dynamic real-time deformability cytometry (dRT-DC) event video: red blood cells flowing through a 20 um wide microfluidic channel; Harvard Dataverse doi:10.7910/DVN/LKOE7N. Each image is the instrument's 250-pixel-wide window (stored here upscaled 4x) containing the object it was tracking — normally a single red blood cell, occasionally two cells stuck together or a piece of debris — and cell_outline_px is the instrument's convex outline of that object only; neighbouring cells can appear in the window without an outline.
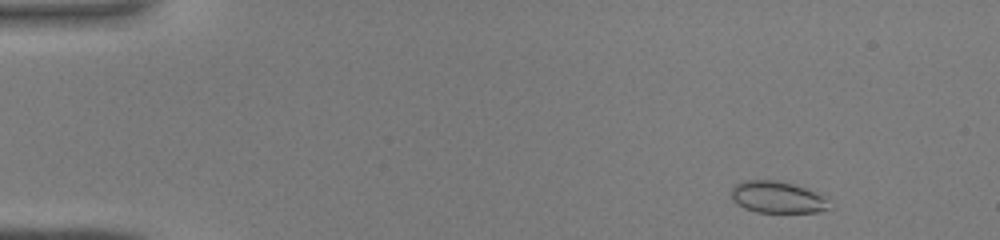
{"species": "common noctule bat (a hibernating species)", "species_latin": "Nyctalus noctula", "temperature_condition": "warm", "stored_images_in_passage": 41, "camera_frame_rate_fps": 3000, "um_per_image_px": 0.085, "animal": {"sex": "male", "body_mass_g": 19.0, "forearm_length_mm": 50.8}, "frame": {"image": 1, "passage_image": 2, "time_ms": 0.333, "image_size_px": [1000, 240], "cell_outline_px": [[832, 208], [820, 212], [756, 212], [744, 208], [732, 200], [732, 184], [744, 180], [776, 180], [792, 184], [804, 188], [820, 196]], "centroid_in_image_um": [65.99, 16.76], "position_along_channel_um": 19.0, "area_um2": 17.86}}
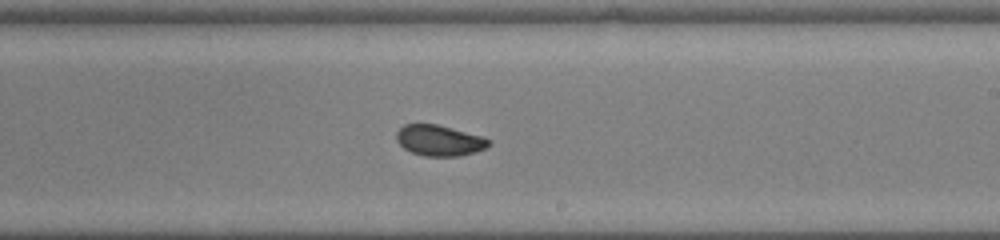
{"frame": {"image": 2, "passage_image": 24, "time_ms": 7.667, "image_size_px": [1000, 240], "cell_outline_px": [[492, 144], [488, 148], [476, 152], [460, 156], [424, 156], [412, 152], [404, 148], [396, 140], [396, 132], [404, 124], [436, 124], [480, 136], [492, 140]], "centroid_in_image_um": [37.37, 11.95], "position_along_channel_um": 251.6, "area_um2": 16.59}}
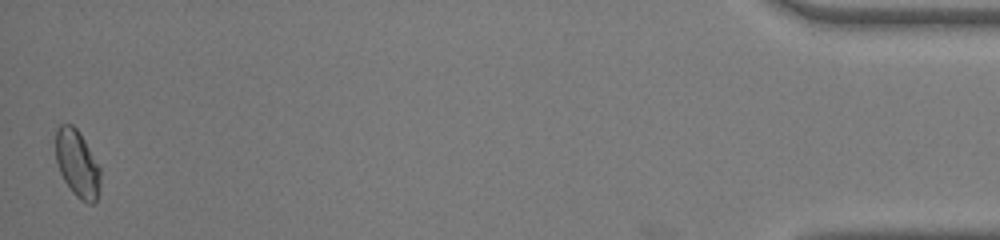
{"frame": {"image": 3, "passage_image": 41, "time_ms": 13.333, "image_size_px": [1000, 240], "cell_outline_px": [[100, 188], [96, 200], [92, 204], [88, 204], [80, 200], [72, 192], [64, 180], [60, 172], [56, 160], [56, 128], [60, 124], [72, 124], [80, 132], [100, 168]], "centroid_in_image_um": [6.57, 13.92], "position_along_channel_um": 428.6, "area_um2": 17.51}}